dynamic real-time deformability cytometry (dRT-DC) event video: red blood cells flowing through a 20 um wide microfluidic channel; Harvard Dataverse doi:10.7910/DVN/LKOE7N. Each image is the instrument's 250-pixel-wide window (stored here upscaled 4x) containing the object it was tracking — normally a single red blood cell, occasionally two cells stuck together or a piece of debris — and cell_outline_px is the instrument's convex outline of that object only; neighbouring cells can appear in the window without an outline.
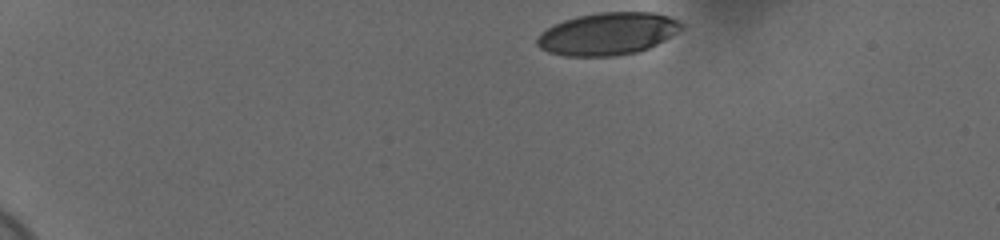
{"species": "human", "species_latin": "Homo sapiens", "temperature_condition": "cold", "stored_images_in_passage": 40, "camera_frame_rate_fps": 3000, "um_per_image_px": 0.085, "donor": {"sex": "female"}, "frame": {"image": 1, "passage_image": 1, "time_ms": 0.0, "image_size_px": [1000, 240], "cell_outline_px": [[684, 28], [664, 40], [648, 48], [636, 52], [612, 56], [564, 56], [548, 52], [540, 48], [536, 44], [536, 40], [540, 32], [564, 20], [580, 16], [600, 12], [652, 12], [668, 16], [684, 24]], "centroid_in_image_um": [51.65, 2.87], "position_along_channel_um": 33.3, "area_um2": 35.49}}
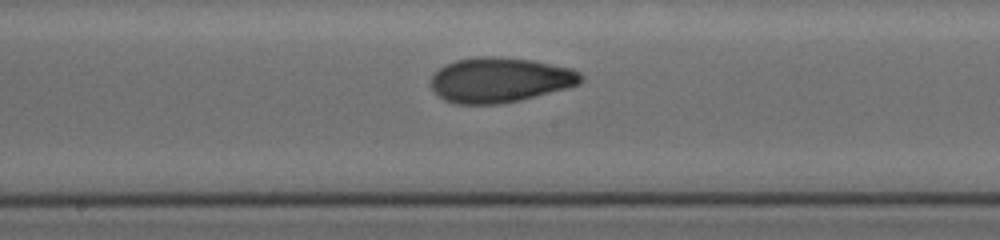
{"frame": {"image": 2, "passage_image": 23, "time_ms": 7.333, "image_size_px": [1000, 240], "cell_outline_px": [[584, 80], [580, 84], [568, 88], [520, 100], [500, 104], [456, 104], [444, 100], [436, 96], [428, 84], [432, 76], [444, 64], [456, 60], [476, 56], [500, 56], [532, 60], [572, 68], [580, 72], [584, 76]], "centroid_in_image_um": [42.48, 6.79], "position_along_channel_um": 205.7, "area_um2": 40.0}}
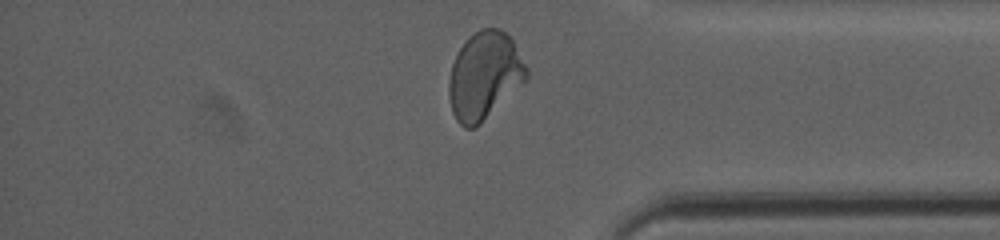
{"frame": {"image": 3, "passage_image": 39, "time_ms": 12.667, "image_size_px": [1000, 240], "cell_outline_px": [[528, 76], [476, 128], [464, 128], [456, 120], [452, 112], [448, 96], [448, 84], [452, 64], [460, 48], [480, 28], [496, 28], [504, 32], [512, 40], [528, 68]], "centroid_in_image_um": [41.14, 6.45], "position_along_channel_um": 394.1, "area_um2": 38.78}, "authors_computed_cell_mechanics": {"area_um2": 38.0613, "velocity_mm_per_s": 3.676, "shape_relaxation_time_tau1_ms": 6.2049, "shape_relaxation_time_tau2_ms": 1.247, "deformation_change_tau1": 0.1869, "deformation_change_tau2": 0.0641}}